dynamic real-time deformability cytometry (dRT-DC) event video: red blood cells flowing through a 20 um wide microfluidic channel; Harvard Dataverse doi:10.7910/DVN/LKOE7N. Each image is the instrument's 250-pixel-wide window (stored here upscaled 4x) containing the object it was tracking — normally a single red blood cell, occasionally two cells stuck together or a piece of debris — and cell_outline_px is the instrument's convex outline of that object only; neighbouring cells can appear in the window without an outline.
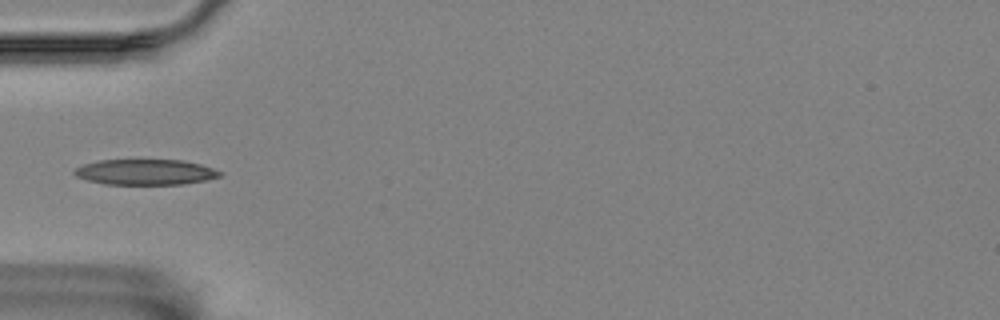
{"species": "Egyptian fruit bat (a non-hibernating species)", "species_latin": "Rousettus aegyptiacus", "temperature_condition": "room temperature", "stored_images_in_passage": 1, "camera_frame_rate_fps": 3000, "um_per_image_px": 0.085, "animal": {"sex": "female"}, "frame": {"image": 1, "passage_image": 1, "time_ms": 0.0, "image_size_px": [1000, 320], "cell_outline_px": [[224, 172], [220, 176], [204, 180], [184, 184], [104, 184], [88, 180], [76, 176], [72, 172], [76, 168], [84, 164], [100, 160], [184, 160], [200, 164]], "centroid_in_image_um": [12.36, 14.62], "position_along_channel_um": 72.6, "area_um2": 21.56}}